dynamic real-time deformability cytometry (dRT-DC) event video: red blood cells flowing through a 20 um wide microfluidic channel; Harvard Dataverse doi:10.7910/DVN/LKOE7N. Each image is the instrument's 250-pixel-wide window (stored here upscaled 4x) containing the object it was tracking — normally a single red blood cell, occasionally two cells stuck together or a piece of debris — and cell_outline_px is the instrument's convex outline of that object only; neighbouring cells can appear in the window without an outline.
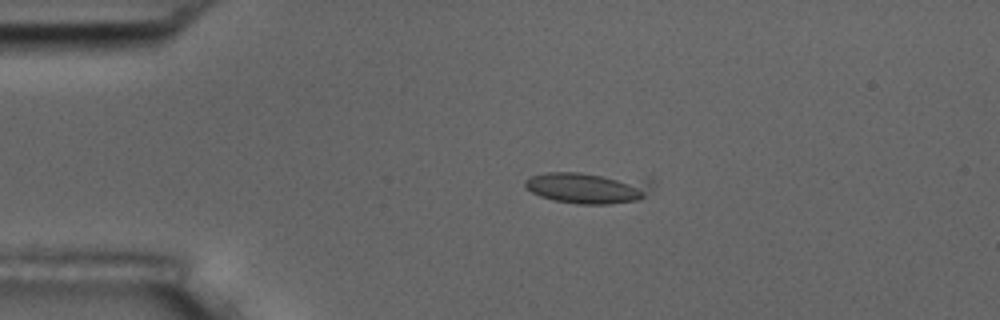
{"species": "common noctule bat (a hibernating species)", "species_latin": "Nyctalus noctula", "temperature_condition": "room temperature", "stored_images_in_passage": 5, "camera_frame_rate_fps": 3000, "um_per_image_px": 0.085, "animal": {"sex": "male", "body_mass_g": 17.5, "forearm_length_mm": 52.3}, "frame": {"image": 1, "passage_image": 3, "time_ms": 0.667, "image_size_px": [1000, 320], "cell_outline_px": [[656, 184], [640, 200], [608, 204], [576, 204], [552, 200], [540, 196], [524, 188], [524, 180], [532, 176], [548, 172], [580, 172], [648, 176]], "centroid_in_image_um": [50.1, 15.92], "position_along_channel_um": 34.9, "area_um2": 24.39}}